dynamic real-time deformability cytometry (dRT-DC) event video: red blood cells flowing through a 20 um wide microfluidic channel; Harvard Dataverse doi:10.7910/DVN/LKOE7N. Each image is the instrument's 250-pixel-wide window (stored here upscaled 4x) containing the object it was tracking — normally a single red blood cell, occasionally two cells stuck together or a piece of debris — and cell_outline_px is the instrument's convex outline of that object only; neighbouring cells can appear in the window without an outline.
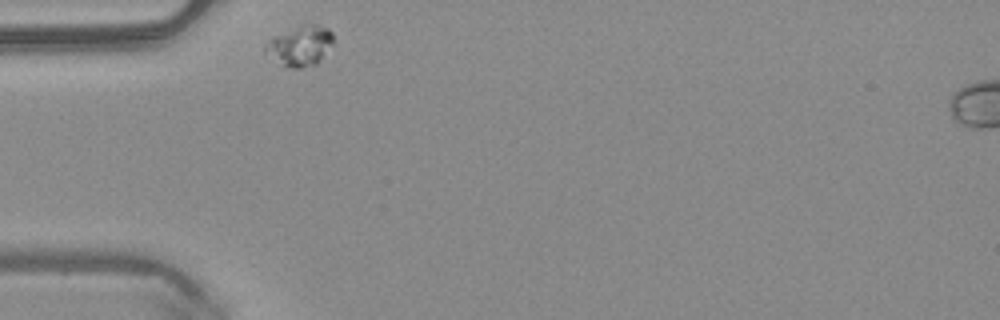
{"species": "common noctule bat (a hibernating species)", "species_latin": "Nyctalus noctula", "temperature_condition": "warm", "stored_images_in_passage": 30, "camera_frame_rate_fps": 3000, "um_per_image_px": 0.085, "animal": {"sex": "male", "body_mass_g": 20.4}, "frame": {"image": 1, "passage_image": 1, "time_ms": 0.0, "image_size_px": [1000, 320], "cell_outline_px": [[332, 44], [320, 60], [316, 64], [300, 68], [292, 68], [284, 64], [264, 52], [264, 44], [268, 40], [304, 24], [316, 24], [328, 28], [332, 32]], "centroid_in_image_um": [25.53, 3.89], "position_along_channel_um": 59.5, "area_um2": 15.32}}
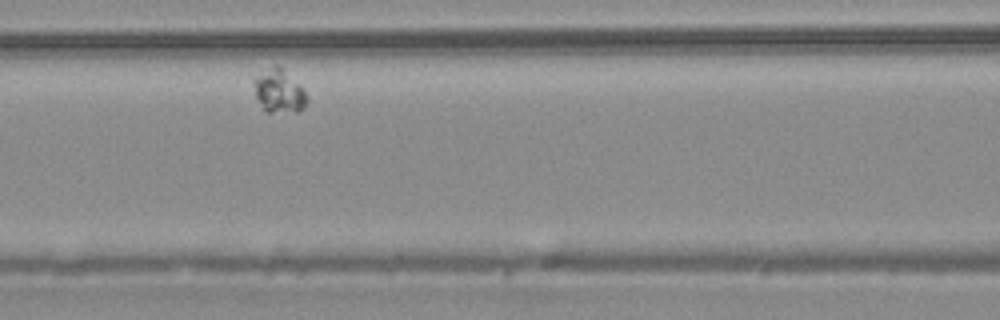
{"frame": {"image": 2, "passage_image": 9, "time_ms": 2.667, "image_size_px": [1000, 320], "cell_outline_px": [[304, 108], [300, 112], [264, 112], [256, 96], [252, 80], [252, 76], [272, 64], [280, 64], [300, 84], [304, 92]], "centroid_in_image_um": [23.64, 7.68], "position_along_channel_um": 143.0, "area_um2": 13.81}}
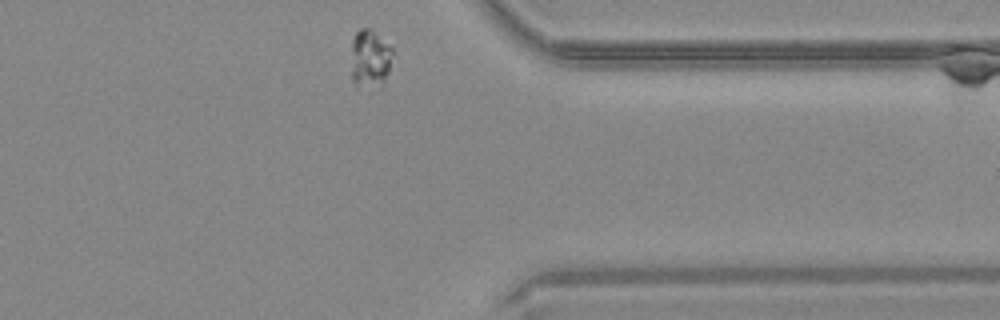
{"frame": {"image": 3, "passage_image": 30, "time_ms": 9.667, "image_size_px": [1000, 320], "cell_outline_px": [[392, 52], [388, 72], [380, 88], [356, 88], [352, 80], [352, 40], [356, 32], [360, 28], [368, 28], [392, 48]], "centroid_in_image_um": [31.42, 5.06], "position_along_channel_um": 380.0, "area_um2": 13.99}, "authors_computed_cell_mechanics": {"area_um2": 13.6986, "velocity_mm_per_s": 3.4527, "shape_relaxation_time_tau1_ms": 2.2123, "shape_relaxation_time_tau2_ms": null, "deformation_change_tau1": 0.0911, "deformation_change_tau2": null}}